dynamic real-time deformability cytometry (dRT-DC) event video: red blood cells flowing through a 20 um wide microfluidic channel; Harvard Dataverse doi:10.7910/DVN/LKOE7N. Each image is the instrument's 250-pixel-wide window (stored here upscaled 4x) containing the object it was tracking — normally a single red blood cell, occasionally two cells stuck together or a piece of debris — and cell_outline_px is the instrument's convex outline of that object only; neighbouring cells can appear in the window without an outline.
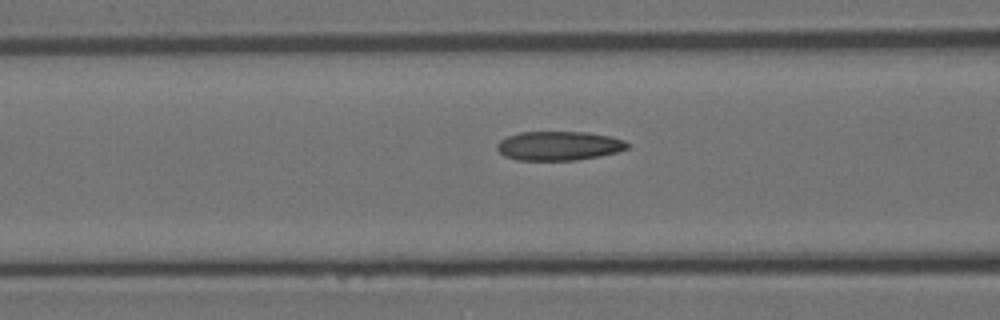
{"species": "Egyptian fruit bat (a non-hibernating species)", "species_latin": "Rousettus aegyptiacus", "temperature_condition": "room temperature", "stored_images_in_passage": 39, "camera_frame_rate_fps": 3000, "um_per_image_px": 0.085, "animal": {"sex": "female"}, "frame": {"image": 1, "passage_image": 17, "time_ms": 5.333, "image_size_px": [1000, 320], "cell_outline_px": [[628, 148], [616, 152], [600, 156], [576, 160], [516, 160], [504, 156], [496, 148], [496, 144], [500, 140], [508, 136], [520, 132], [588, 132], [608, 136], [624, 140], [628, 144]], "centroid_in_image_um": [47.47, 12.39], "position_along_channel_um": 119.1, "area_um2": 22.08}}
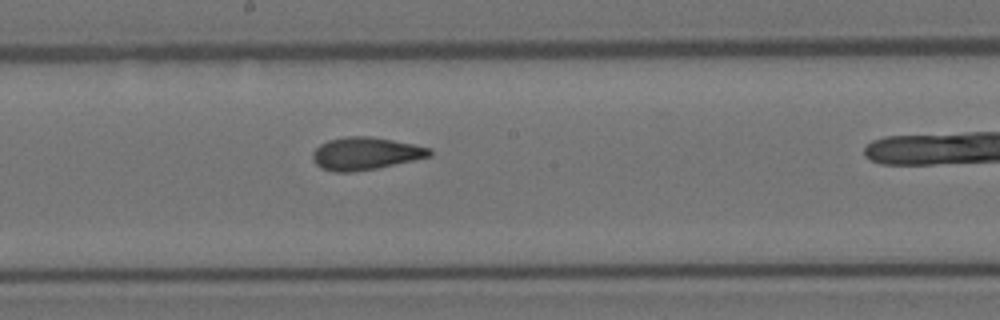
{"frame": {"image": 2, "passage_image": 25, "time_ms": 8.0, "image_size_px": [1000, 320], "cell_outline_px": [[432, 156], [376, 168], [352, 172], [336, 172], [320, 168], [312, 160], [312, 152], [320, 144], [328, 140], [344, 136], [372, 136], [432, 148]], "centroid_in_image_um": [31.04, 13.04], "position_along_channel_um": 217.2, "area_um2": 22.25}}
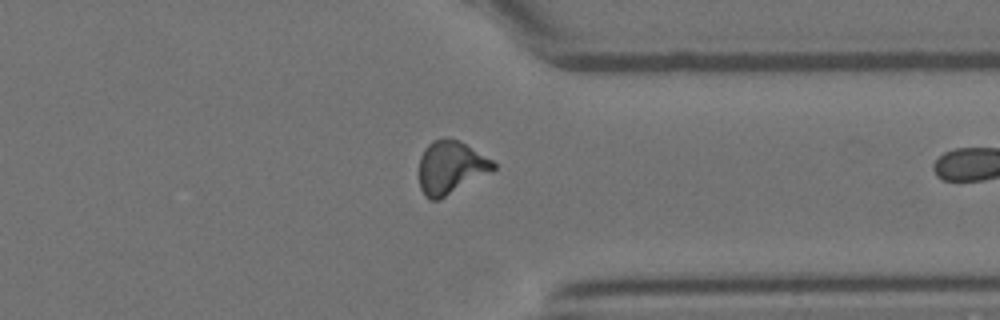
{"frame": {"image": 3, "passage_image": 38, "time_ms": 12.333, "image_size_px": [1000, 320], "cell_outline_px": [[496, 168], [492, 172], [440, 200], [428, 200], [424, 196], [420, 188], [420, 156], [424, 148], [432, 140], [460, 140], [492, 160], [496, 164]], "centroid_in_image_um": [38.32, 14.27], "position_along_channel_um": 373.1, "area_um2": 23.0}}